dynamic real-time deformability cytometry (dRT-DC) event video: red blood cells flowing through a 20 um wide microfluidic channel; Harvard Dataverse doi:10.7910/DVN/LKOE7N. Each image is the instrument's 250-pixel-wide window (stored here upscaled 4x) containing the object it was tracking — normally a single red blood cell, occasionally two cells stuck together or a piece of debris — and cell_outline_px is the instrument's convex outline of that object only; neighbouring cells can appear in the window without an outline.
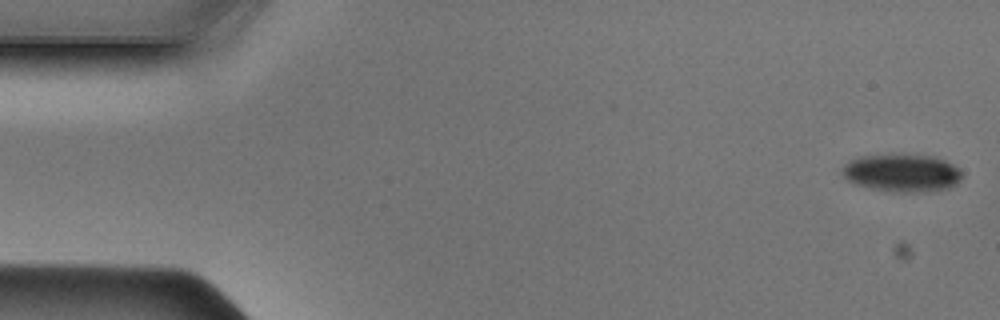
{"species": "Egyptian fruit bat (a non-hibernating species)", "species_latin": "Rousettus aegyptiacus", "temperature_condition": "cold", "stored_images_in_passage": 47, "camera_frame_rate_fps": 3000, "um_per_image_px": 0.085, "animal": {"sex": "male"}, "frame": {"image": 1, "passage_image": 1, "time_ms": 0.0, "image_size_px": [1000, 320], "cell_outline_px": [[960, 180], [956, 184], [948, 188], [924, 192], [892, 192], [872, 188], [856, 184], [848, 180], [840, 172], [840, 168], [848, 160], [860, 156], [888, 152], [892, 152], [936, 156], [952, 164], [960, 172]], "centroid_in_image_um": [76.6, 14.65], "position_along_channel_um": 8.4, "area_um2": 27.11}}
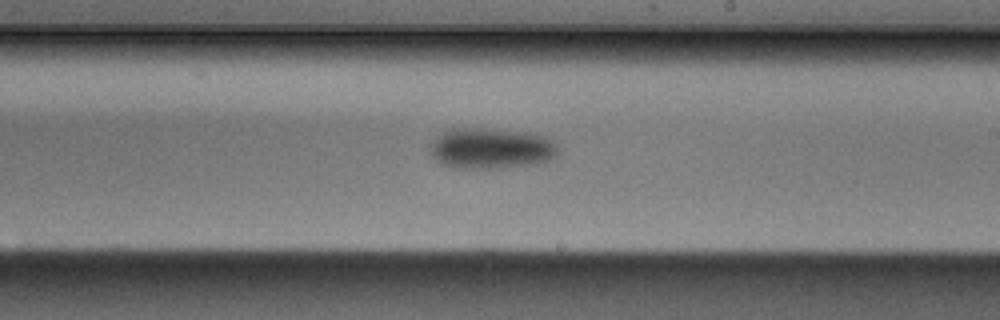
{"frame": {"image": 2, "passage_image": 27, "time_ms": 8.667, "image_size_px": [1000, 320], "cell_outline_px": [[560, 152], [556, 156], [548, 160], [536, 164], [504, 168], [456, 168], [440, 164], [428, 152], [432, 144], [444, 132], [464, 128], [480, 128], [528, 132], [548, 136], [560, 148]], "centroid_in_image_um": [41.82, 12.63], "position_along_channel_um": 247.2, "area_um2": 30.58}}
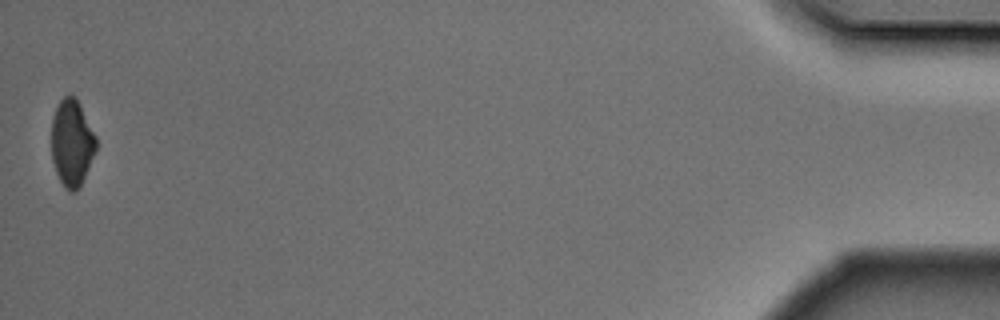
{"frame": {"image": 3, "passage_image": 47, "time_ms": 15.333, "image_size_px": [1000, 320], "cell_outline_px": [[96, 148], [84, 176], [76, 192], [68, 192], [64, 188], [56, 172], [52, 160], [52, 120], [56, 108], [60, 100], [64, 96], [72, 96], [80, 104], [96, 136]], "centroid_in_image_um": [6.09, 12.16], "position_along_channel_um": 429.1, "area_um2": 22.14}}